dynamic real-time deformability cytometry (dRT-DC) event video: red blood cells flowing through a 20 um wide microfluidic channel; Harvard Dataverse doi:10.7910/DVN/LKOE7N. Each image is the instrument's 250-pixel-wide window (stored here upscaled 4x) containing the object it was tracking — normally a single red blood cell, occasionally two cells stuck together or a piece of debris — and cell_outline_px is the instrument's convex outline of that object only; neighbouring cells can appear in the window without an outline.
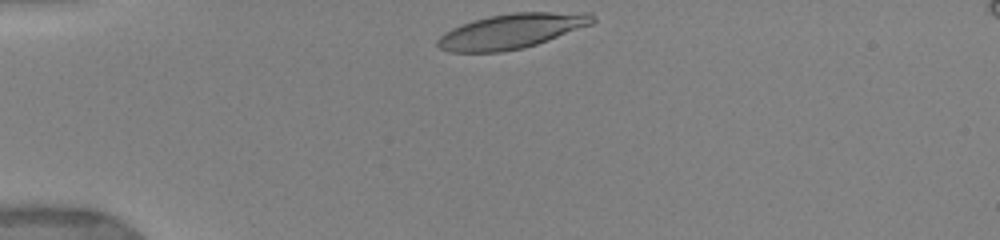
{"species": "human", "species_latin": "Homo sapiens", "temperature_condition": "warm", "stored_images_in_passage": 27, "camera_frame_rate_fps": 3000, "um_per_image_px": 0.085, "donor": {"sex": "female"}, "frame": {"image": 1, "passage_image": 1, "time_ms": 0.0, "image_size_px": [1000, 240], "cell_outline_px": [[596, 20], [592, 24], [548, 40], [524, 48], [500, 52], [448, 52], [440, 48], [436, 44], [436, 40], [444, 32], [452, 28], [488, 16], [512, 12], [592, 12], [596, 16]], "centroid_in_image_um": [43.51, 2.64], "position_along_channel_um": 41.5, "area_um2": 31.56}}
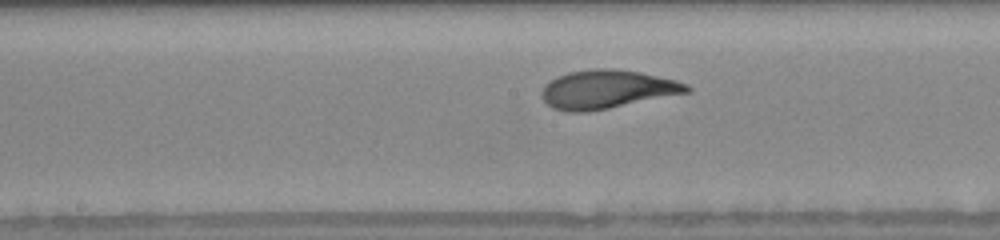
{"frame": {"image": 2, "passage_image": 15, "time_ms": 5.0, "image_size_px": [1000, 240], "cell_outline_px": [[692, 88], [688, 92], [588, 112], [564, 112], [552, 108], [540, 96], [540, 92], [544, 84], [556, 76], [568, 72], [588, 68], [616, 68], [640, 72], [676, 80], [688, 84]], "centroid_in_image_um": [51.53, 7.58], "position_along_channel_um": 196.7, "area_um2": 32.83}}
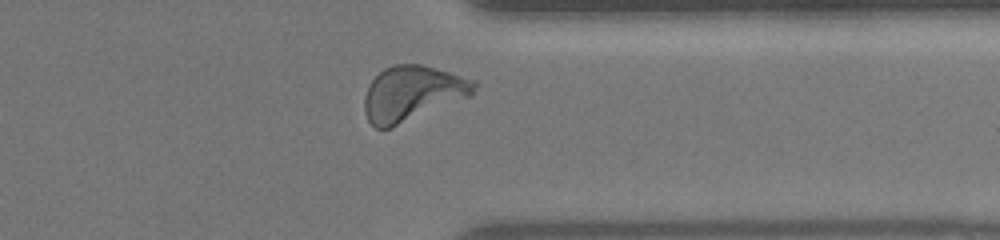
{"frame": {"image": 3, "passage_image": 24, "time_ms": 9.667, "image_size_px": [1000, 240], "cell_outline_px": [[476, 84], [472, 92], [468, 96], [392, 128], [376, 128], [368, 120], [364, 112], [364, 96], [368, 84], [384, 68], [392, 64], [420, 64], [476, 80]], "centroid_in_image_um": [34.98, 7.93], "position_along_channel_um": 376.4, "area_um2": 34.8}, "authors_computed_cell_mechanics": {"area_um2": 32.368, "velocity_mm_per_s": 3.8835, "shape_relaxation_time_tau1_ms": 2.5171, "shape_relaxation_time_tau2_ms": 0.7389, "deformation_change_tau1": 0.149, "deformation_change_tau2": 0.0597}}